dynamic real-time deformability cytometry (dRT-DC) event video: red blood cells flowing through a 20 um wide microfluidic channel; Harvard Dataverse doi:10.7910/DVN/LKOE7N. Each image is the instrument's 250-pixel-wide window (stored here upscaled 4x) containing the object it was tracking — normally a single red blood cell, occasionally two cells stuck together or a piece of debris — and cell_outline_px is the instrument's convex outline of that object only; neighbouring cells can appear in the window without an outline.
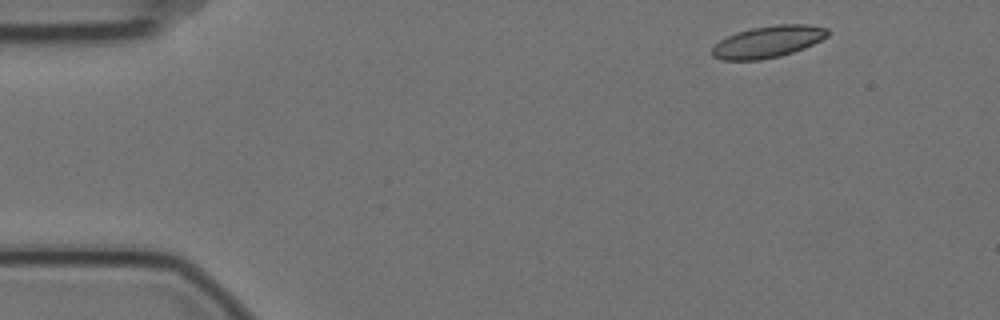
{"species": "Egyptian fruit bat (a non-hibernating species)", "species_latin": "Rousettus aegyptiacus", "temperature_condition": "cold", "stored_images_in_passage": 5, "camera_frame_rate_fps": 3000, "um_per_image_px": 0.085, "animal": {"sex": "female"}, "frame": {"image": 1, "passage_image": 1, "time_ms": 0.0, "image_size_px": [1000, 320], "cell_outline_px": [[828, 36], [804, 48], [780, 56], [760, 60], [720, 60], [712, 56], [712, 48], [720, 40], [736, 32], [752, 28], [776, 24], [808, 24], [828, 28]], "centroid_in_image_um": [65.27, 3.54], "position_along_channel_um": 19.7, "area_um2": 21.39}}
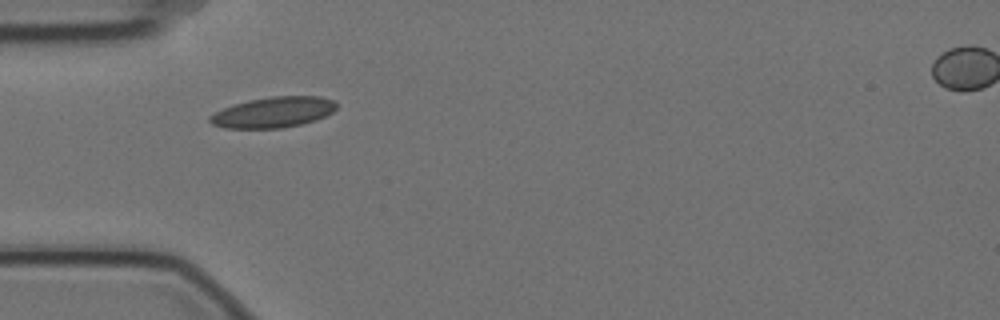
{"frame": {"image": 2, "passage_image": 4, "time_ms": 1.0, "image_size_px": [1000, 320], "cell_outline_px": [[336, 108], [332, 112], [316, 120], [284, 128], [224, 128], [212, 124], [208, 120], [208, 116], [232, 104], [248, 100], [272, 96], [320, 96], [332, 100], [336, 104]], "centroid_in_image_um": [23.2, 9.54], "position_along_channel_um": 61.8, "area_um2": 22.6}}
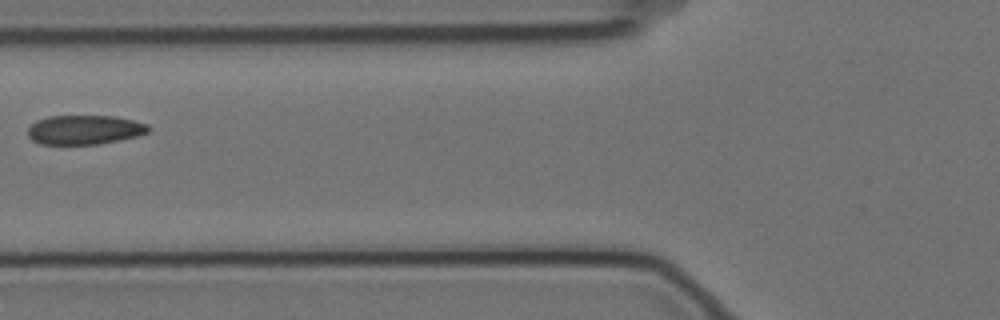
{"frame": {"image": 3, "passage_image": 5, "time_ms": 1.333, "image_size_px": [1000, 320], "cell_outline_px": [[152, 128], [148, 132], [136, 136], [100, 144], [40, 144], [32, 140], [28, 136], [28, 128], [36, 120], [48, 116], [116, 116], [148, 124]], "centroid_in_image_um": [7.18, 11.03], "position_along_channel_um": 118.6, "area_um2": 20.63}}